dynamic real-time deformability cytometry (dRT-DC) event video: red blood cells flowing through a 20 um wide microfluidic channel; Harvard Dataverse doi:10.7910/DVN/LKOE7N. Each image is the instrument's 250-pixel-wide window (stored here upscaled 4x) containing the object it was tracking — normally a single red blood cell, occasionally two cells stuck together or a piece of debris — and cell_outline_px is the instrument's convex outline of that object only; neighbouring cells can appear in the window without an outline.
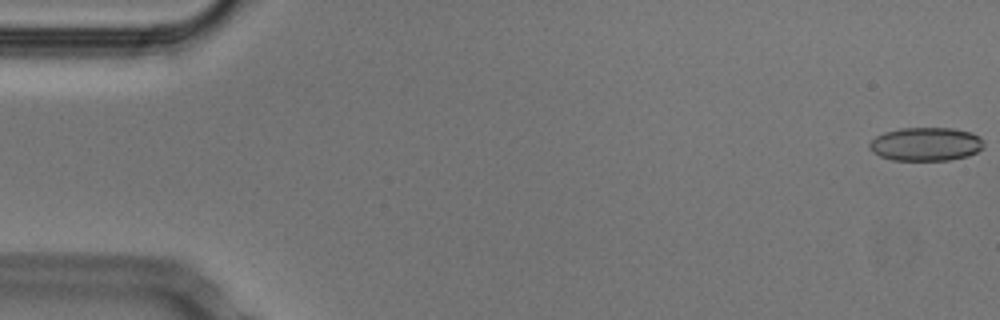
{"species": "Egyptian fruit bat (a non-hibernating species)", "species_latin": "Rousettus aegyptiacus", "temperature_condition": "cold", "stored_images_in_passage": 51, "camera_frame_rate_fps": 3000, "um_per_image_px": 0.085, "animal": {"sex": "male"}, "frame": {"image": 1, "passage_image": 1, "time_ms": 0.0, "image_size_px": [1000, 320], "cell_outline_px": [[984, 148], [968, 156], [948, 160], [892, 160], [880, 156], [872, 152], [868, 148], [868, 144], [876, 136], [884, 132], [900, 128], [952, 128], [972, 132], [980, 136], [984, 140]], "centroid_in_image_um": [78.71, 12.24], "position_along_channel_um": 6.3, "area_um2": 22.6}}
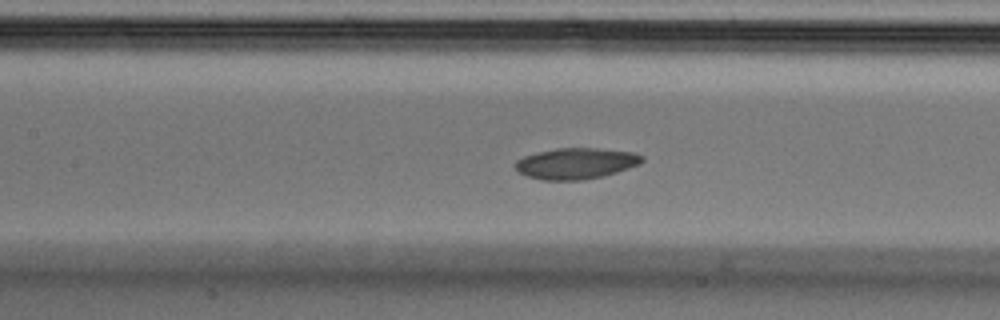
{"frame": {"image": 2, "passage_image": 22, "time_ms": 7.0, "image_size_px": [1000, 320], "cell_outline_px": [[644, 160], [640, 164], [604, 176], [584, 180], [544, 180], [528, 176], [516, 172], [512, 164], [516, 160], [524, 156], [536, 152], [556, 148], [596, 148], [632, 152], [644, 156]], "centroid_in_image_um": [48.91, 13.89], "position_along_channel_um": 158.5, "area_um2": 23.18}}
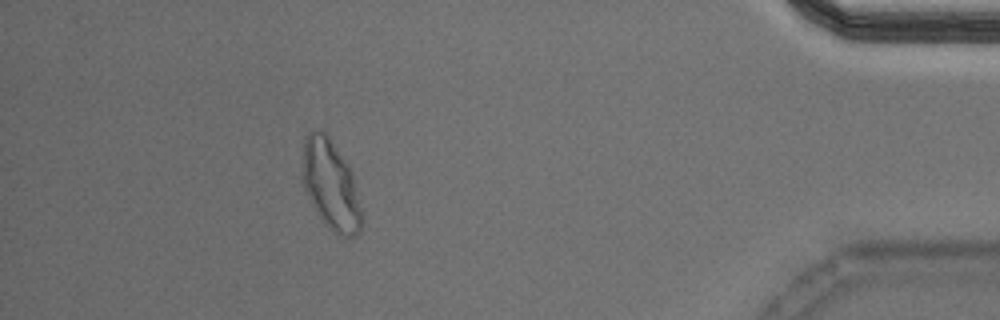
{"frame": {"image": 3, "passage_image": 46, "time_ms": 15.0, "image_size_px": [1000, 320], "cell_outline_px": [[360, 232], [352, 236], [340, 236], [328, 228], [324, 224], [316, 212], [300, 180], [300, 172], [304, 136], [308, 132], [316, 128], [324, 132], [328, 136], [348, 164], [352, 172], [360, 208]], "centroid_in_image_um": [28.03, 15.67], "position_along_channel_um": 407.2, "area_um2": 31.15}, "authors_computed_cell_mechanics": {"area_um2": 23.698, "velocity_mm_per_s": 3.7645, "shape_relaxation_time_tau1_ms": 8.436, "shape_relaxation_time_tau2_ms": null, "deformation_change_tau1": 0.2267, "deformation_change_tau2": null}}